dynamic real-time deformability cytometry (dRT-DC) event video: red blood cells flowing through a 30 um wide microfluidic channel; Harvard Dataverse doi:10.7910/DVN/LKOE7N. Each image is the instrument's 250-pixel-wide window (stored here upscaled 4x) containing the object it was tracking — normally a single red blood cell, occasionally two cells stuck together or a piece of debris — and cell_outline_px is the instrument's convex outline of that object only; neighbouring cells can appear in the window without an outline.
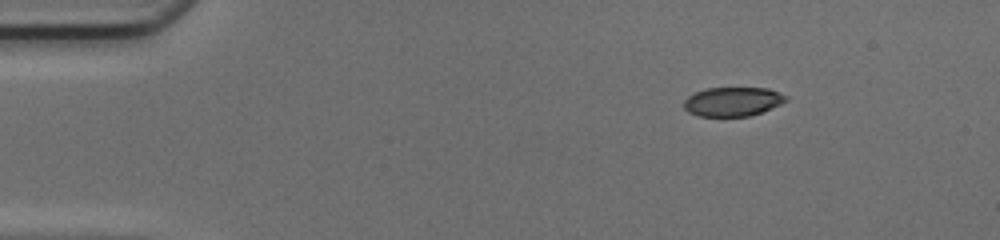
{"species": "common noctule bat (a hibernating species)", "species_latin": "Nyctalus noctula", "temperature_condition": "cold", "stored_images_in_passage": 43, "camera_frame_rate_fps": 3000, "um_per_image_px": 0.085, "animal": {"sex": "female", "body_mass_g": 17.0, "forearm_length_mm": 48.0}, "frame": {"image": 1, "passage_image": 1, "time_ms": 0.0, "image_size_px": [1000, 240], "cell_outline_px": [[788, 100], [780, 104], [760, 112], [748, 116], [700, 116], [688, 112], [684, 108], [684, 100], [688, 96], [696, 92], [708, 88], [768, 88], [788, 96]], "centroid_in_image_um": [62.28, 8.63], "position_along_channel_um": 22.7, "area_um2": 17.17}}
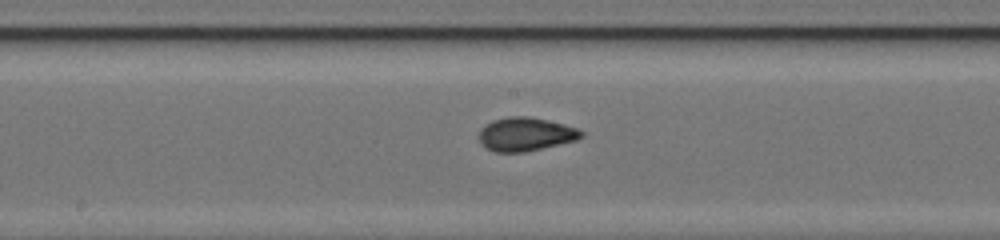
{"frame": {"image": 2, "passage_image": 20, "time_ms": 6.333, "image_size_px": [1000, 240], "cell_outline_px": [[584, 136], [576, 140], [524, 152], [496, 152], [488, 148], [480, 140], [480, 128], [484, 124], [492, 120], [508, 116], [532, 116], [580, 128], [584, 132]], "centroid_in_image_um": [44.71, 11.38], "position_along_channel_um": 203.5, "area_um2": 20.06}}
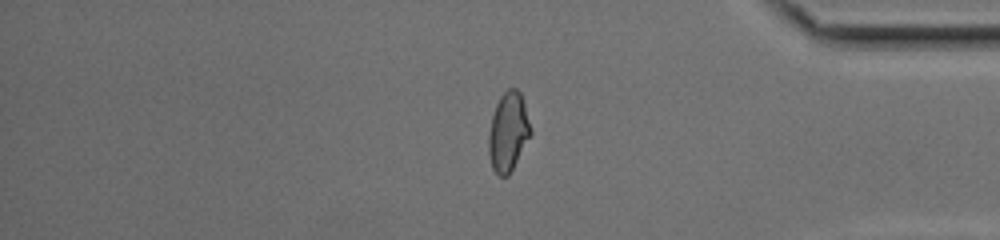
{"frame": {"image": 3, "passage_image": 35, "time_ms": 11.333, "image_size_px": [1000, 240], "cell_outline_px": [[532, 132], [508, 176], [500, 176], [492, 168], [488, 152], [488, 136], [492, 116], [496, 104], [500, 96], [508, 88], [516, 88], [520, 92], [524, 104]], "centroid_in_image_um": [43.18, 11.2], "position_along_channel_um": 392.0, "area_um2": 19.07}, "authors_computed_cell_mechanics": {"area_um2": 19.1896, "velocity_mm_per_s": 4.2348, "shape_relaxation_time_tau1_ms": 5.2468, "shape_relaxation_time_tau2_ms": 1.3698, "deformation_change_tau1": 0.1786, "deformation_change_tau2": 0.0526}}